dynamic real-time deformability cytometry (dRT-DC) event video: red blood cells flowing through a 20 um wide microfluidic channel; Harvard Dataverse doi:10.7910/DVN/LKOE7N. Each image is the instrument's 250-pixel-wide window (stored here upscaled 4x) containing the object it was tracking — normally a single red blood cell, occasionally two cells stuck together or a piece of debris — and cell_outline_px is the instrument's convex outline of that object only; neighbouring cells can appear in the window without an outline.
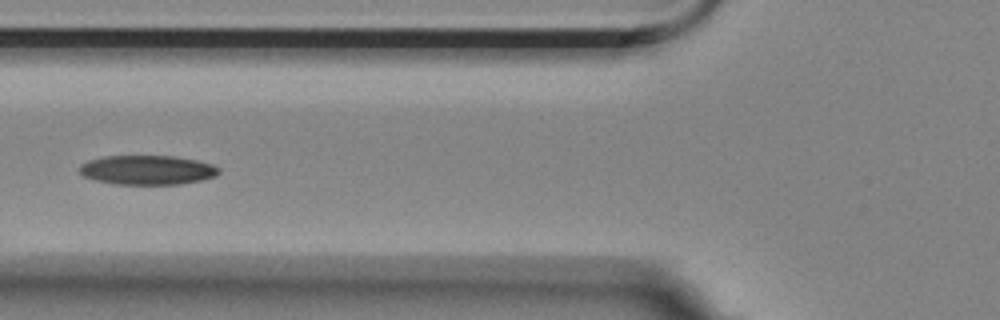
{"species": "Egyptian fruit bat (a non-hibernating species)", "species_latin": "Rousettus aegyptiacus", "temperature_condition": "room temperature", "stored_images_in_passage": 10, "camera_frame_rate_fps": 3000, "um_per_image_px": 0.085, "animal": {"sex": "female"}, "frame": {"image": 1, "passage_image": 5, "time_ms": 6.333, "image_size_px": [1000, 320], "cell_outline_px": [[220, 172], [216, 176], [200, 180], [180, 184], [116, 184], [96, 180], [84, 176], [80, 172], [80, 164], [88, 160], [104, 156], [172, 156], [196, 160], [212, 164], [220, 168]], "centroid_in_image_um": [12.53, 14.44], "position_along_channel_um": 113.3, "area_um2": 23.76}}
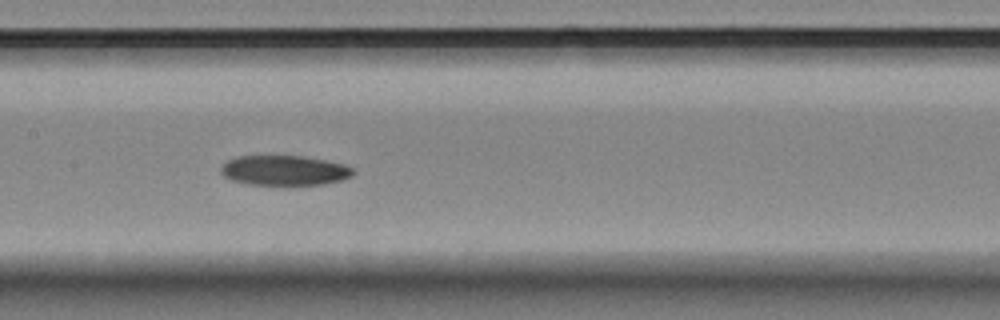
{"frame": {"image": 2, "passage_image": 7, "time_ms": 8.333, "image_size_px": [1000, 320], "cell_outline_px": [[356, 172], [352, 176], [340, 180], [324, 184], [248, 184], [232, 180], [224, 176], [220, 172], [220, 168], [228, 160], [236, 156], [304, 156], [344, 164], [356, 168]], "centroid_in_image_um": [24.2, 14.47], "position_along_channel_um": 183.2, "area_um2": 23.0}}
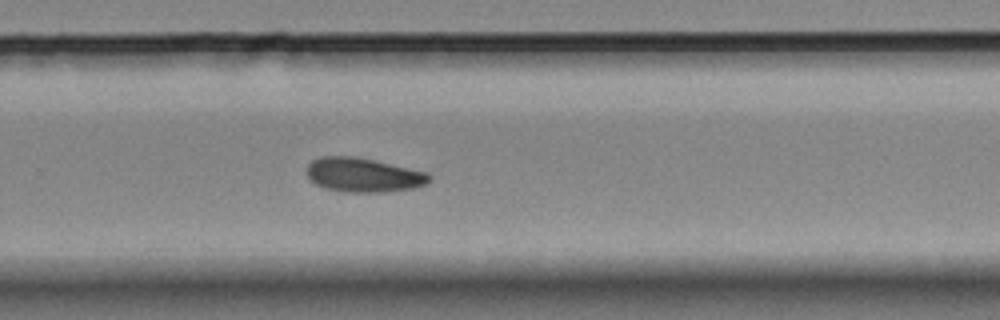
{"frame": {"image": 3, "passage_image": 10, "time_ms": 11.667, "image_size_px": [1000, 320], "cell_outline_px": [[432, 180], [424, 184], [412, 188], [384, 192], [348, 192], [328, 188], [316, 184], [308, 176], [308, 164], [312, 160], [320, 156], [356, 156], [428, 172], [432, 176]], "centroid_in_image_um": [30.92, 14.86], "position_along_channel_um": 298.9, "area_um2": 24.28}}